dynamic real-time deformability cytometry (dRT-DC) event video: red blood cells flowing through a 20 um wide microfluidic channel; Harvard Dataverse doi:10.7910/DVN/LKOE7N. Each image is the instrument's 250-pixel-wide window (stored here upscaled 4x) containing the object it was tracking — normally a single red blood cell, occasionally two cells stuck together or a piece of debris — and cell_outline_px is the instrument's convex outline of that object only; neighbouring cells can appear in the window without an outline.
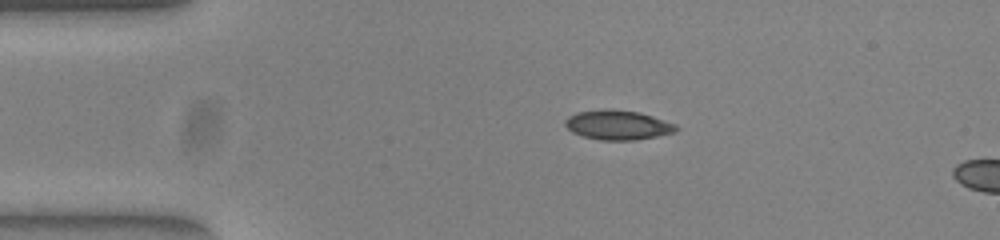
{"species": "common noctule bat (a hibernating species)", "species_latin": "Nyctalus noctula", "temperature_condition": "warm", "stored_images_in_passage": 14, "camera_frame_rate_fps": 3000, "um_per_image_px": 0.085, "animal": {"sex": "female", "body_mass_g": 23.0, "forearm_length_mm": 53.4}, "frame": {"image": 1, "passage_image": 10, "time_ms": 3.0, "image_size_px": [1000, 240], "cell_outline_px": [[680, 128], [676, 132], [636, 140], [600, 140], [584, 136], [572, 132], [564, 124], [564, 120], [568, 116], [576, 112], [604, 108], [612, 108], [640, 112], [676, 124]], "centroid_in_image_um": [52.51, 10.6], "position_along_channel_um": 32.5, "area_um2": 19.36}}